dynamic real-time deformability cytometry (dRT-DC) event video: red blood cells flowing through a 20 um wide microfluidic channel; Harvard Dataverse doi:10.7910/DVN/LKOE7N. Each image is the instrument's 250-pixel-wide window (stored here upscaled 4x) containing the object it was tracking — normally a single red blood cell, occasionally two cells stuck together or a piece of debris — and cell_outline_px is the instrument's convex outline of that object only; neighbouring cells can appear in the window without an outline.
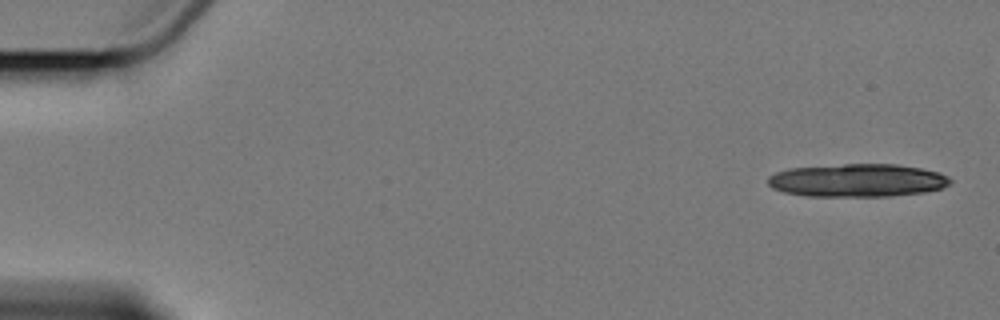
{"species": "Egyptian fruit bat (a non-hibernating species)", "species_latin": "Rousettus aegyptiacus", "temperature_condition": "cold", "stored_images_in_passage": 7, "camera_frame_rate_fps": 3000, "um_per_image_px": 0.085, "animal": {"sex": "female"}, "frame": {"image": 1, "passage_image": 1, "time_ms": 0.0, "image_size_px": [1000, 320], "cell_outline_px": [[952, 184], [940, 188], [924, 192], [892, 196], [808, 196], [784, 192], [772, 188], [768, 184], [768, 176], [776, 172], [788, 168], [844, 164], [896, 164], [920, 168], [940, 172], [948, 176], [952, 180]], "centroid_in_image_um": [72.89, 15.33], "position_along_channel_um": 12.1, "area_um2": 35.26}}
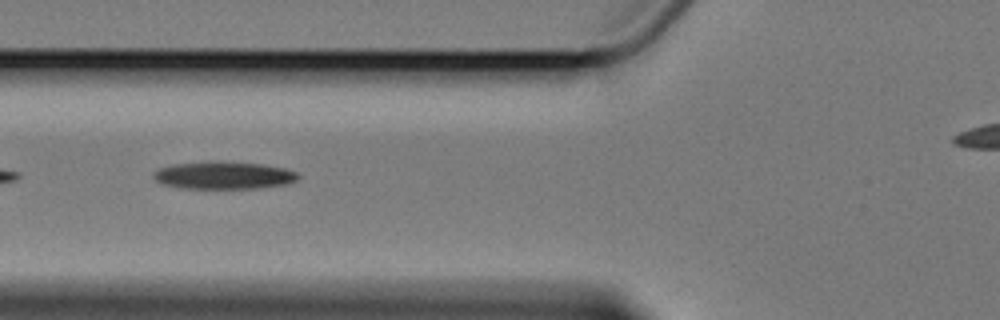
{"frame": {"image": 2, "passage_image": 7, "time_ms": 7.0, "image_size_px": [1000, 320], "cell_outline_px": [[300, 176], [296, 180], [284, 184], [256, 188], [180, 188], [160, 184], [152, 176], [152, 172], [156, 168], [172, 164], [208, 160], [216, 160], [260, 164], [284, 168], [296, 172]], "centroid_in_image_um": [18.9, 14.88], "position_along_channel_um": 106.9, "area_um2": 23.52}}